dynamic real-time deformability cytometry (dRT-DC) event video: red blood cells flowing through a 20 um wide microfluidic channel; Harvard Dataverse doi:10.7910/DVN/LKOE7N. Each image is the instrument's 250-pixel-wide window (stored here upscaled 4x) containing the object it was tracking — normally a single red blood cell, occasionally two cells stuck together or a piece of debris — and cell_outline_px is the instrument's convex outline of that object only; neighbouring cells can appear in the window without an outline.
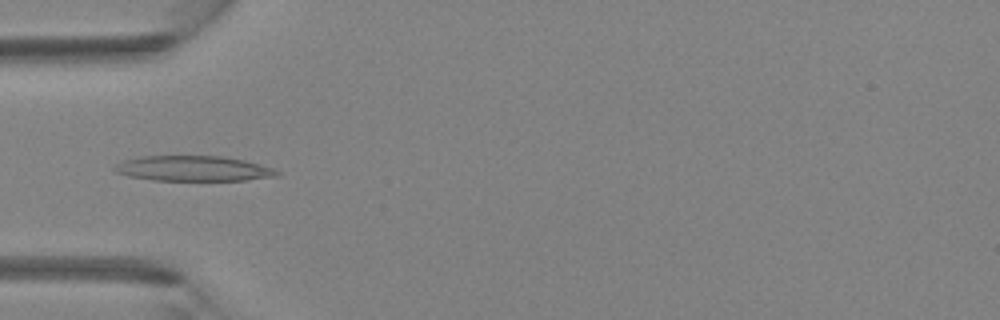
{"species": "Egyptian fruit bat (a non-hibernating species)", "species_latin": "Rousettus aegyptiacus", "temperature_condition": "room temperature", "stored_images_in_passage": 5, "camera_frame_rate_fps": 3000, "um_per_image_px": 0.085, "animal": {"sex": "female"}, "frame": {"image": 1, "passage_image": 4, "time_ms": 1.0, "image_size_px": [1000, 320], "cell_outline_px": [[280, 172], [276, 176], [244, 180], [152, 180], [128, 176], [116, 172], [112, 168], [116, 164], [124, 160], [144, 156], [224, 156], [244, 160], [272, 168]], "centroid_in_image_um": [16.39, 14.32], "position_along_channel_um": 68.6, "area_um2": 23.7}}
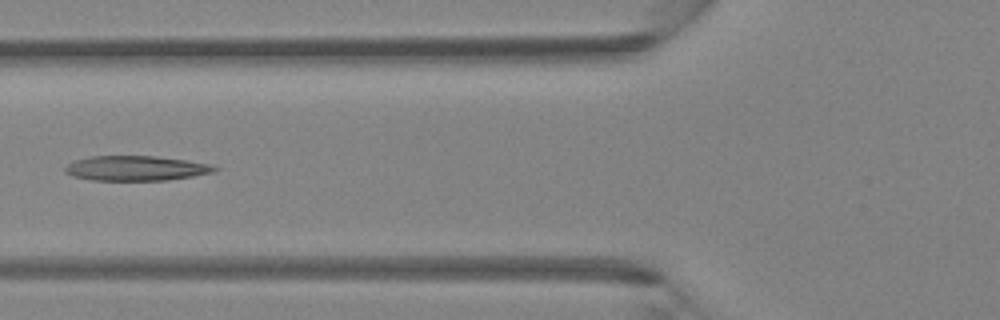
{"frame": {"image": 2, "passage_image": 5, "time_ms": 1.333, "image_size_px": [1000, 320], "cell_outline_px": [[220, 168], [216, 172], [168, 180], [92, 180], [72, 176], [64, 172], [64, 168], [68, 164], [76, 160], [88, 156], [156, 156], [212, 164]], "centroid_in_image_um": [11.57, 14.3], "position_along_channel_um": 114.2, "area_um2": 21.73}}